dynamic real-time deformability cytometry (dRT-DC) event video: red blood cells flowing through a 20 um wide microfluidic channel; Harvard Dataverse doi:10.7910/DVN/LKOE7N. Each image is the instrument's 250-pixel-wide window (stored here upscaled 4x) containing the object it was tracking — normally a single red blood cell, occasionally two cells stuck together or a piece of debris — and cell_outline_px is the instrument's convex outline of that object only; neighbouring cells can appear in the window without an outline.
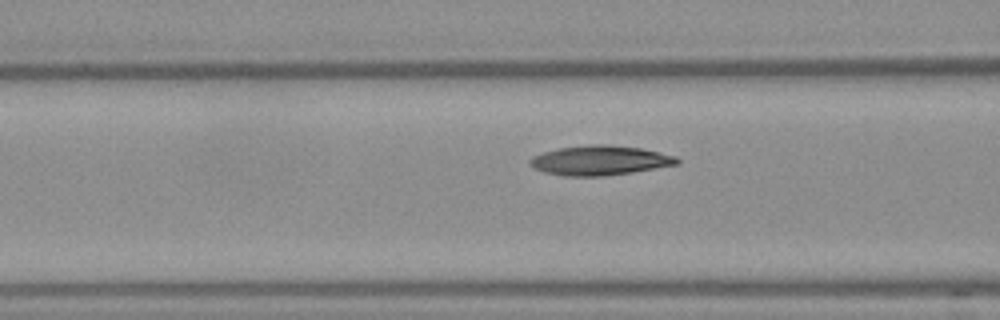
{"species": "Egyptian fruit bat (a non-hibernating species)", "species_latin": "Rousettus aegyptiacus", "temperature_condition": "warm", "stored_images_in_passage": 16, "camera_frame_rate_fps": 3000, "um_per_image_px": 0.085, "frame": {"image": 1, "passage_image": 14, "time_ms": 4.333, "image_size_px": [1000, 320], "cell_outline_px": [[680, 160], [676, 164], [632, 172], [604, 176], [564, 176], [544, 172], [528, 164], [528, 160], [532, 156], [556, 148], [592, 144], [604, 144], [640, 148], [676, 156]], "centroid_in_image_um": [50.93, 13.63], "position_along_channel_um": 115.7, "area_um2": 25.26}}